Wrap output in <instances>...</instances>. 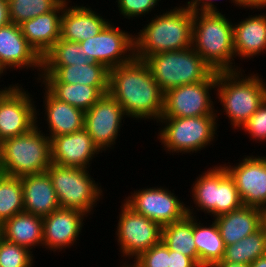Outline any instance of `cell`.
<instances>
[{
  "label": "cell",
  "instance_id": "cell-43",
  "mask_svg": "<svg viewBox=\"0 0 266 267\" xmlns=\"http://www.w3.org/2000/svg\"><path fill=\"white\" fill-rule=\"evenodd\" d=\"M10 23L8 0H0V28Z\"/></svg>",
  "mask_w": 266,
  "mask_h": 267
},
{
  "label": "cell",
  "instance_id": "cell-32",
  "mask_svg": "<svg viewBox=\"0 0 266 267\" xmlns=\"http://www.w3.org/2000/svg\"><path fill=\"white\" fill-rule=\"evenodd\" d=\"M21 212H24L21 177L0 172V224Z\"/></svg>",
  "mask_w": 266,
  "mask_h": 267
},
{
  "label": "cell",
  "instance_id": "cell-2",
  "mask_svg": "<svg viewBox=\"0 0 266 267\" xmlns=\"http://www.w3.org/2000/svg\"><path fill=\"white\" fill-rule=\"evenodd\" d=\"M165 10L154 15L150 22L134 34L135 58L145 60L148 56L192 46L193 9L186 5Z\"/></svg>",
  "mask_w": 266,
  "mask_h": 267
},
{
  "label": "cell",
  "instance_id": "cell-41",
  "mask_svg": "<svg viewBox=\"0 0 266 267\" xmlns=\"http://www.w3.org/2000/svg\"><path fill=\"white\" fill-rule=\"evenodd\" d=\"M214 1H218V0H191V1L189 0L186 3L194 11H199V12H220V9H218L217 6H215L217 3H215ZM231 3L235 4L234 6H238L236 0H231Z\"/></svg>",
  "mask_w": 266,
  "mask_h": 267
},
{
  "label": "cell",
  "instance_id": "cell-9",
  "mask_svg": "<svg viewBox=\"0 0 266 267\" xmlns=\"http://www.w3.org/2000/svg\"><path fill=\"white\" fill-rule=\"evenodd\" d=\"M217 71L207 80L178 86L164 93V109L161 118L197 117L219 115L214 109L211 90L216 92ZM211 92V93H210Z\"/></svg>",
  "mask_w": 266,
  "mask_h": 267
},
{
  "label": "cell",
  "instance_id": "cell-36",
  "mask_svg": "<svg viewBox=\"0 0 266 267\" xmlns=\"http://www.w3.org/2000/svg\"><path fill=\"white\" fill-rule=\"evenodd\" d=\"M32 251L5 240L0 242V267H34Z\"/></svg>",
  "mask_w": 266,
  "mask_h": 267
},
{
  "label": "cell",
  "instance_id": "cell-29",
  "mask_svg": "<svg viewBox=\"0 0 266 267\" xmlns=\"http://www.w3.org/2000/svg\"><path fill=\"white\" fill-rule=\"evenodd\" d=\"M161 240L170 250L181 252L192 258L199 265V257L193 236V217L187 215L184 219L162 227Z\"/></svg>",
  "mask_w": 266,
  "mask_h": 267
},
{
  "label": "cell",
  "instance_id": "cell-8",
  "mask_svg": "<svg viewBox=\"0 0 266 267\" xmlns=\"http://www.w3.org/2000/svg\"><path fill=\"white\" fill-rule=\"evenodd\" d=\"M46 172L60 208L77 209L87 215L93 214L104 193L101 184L99 186L93 176H90L89 169L63 167L52 163Z\"/></svg>",
  "mask_w": 266,
  "mask_h": 267
},
{
  "label": "cell",
  "instance_id": "cell-25",
  "mask_svg": "<svg viewBox=\"0 0 266 267\" xmlns=\"http://www.w3.org/2000/svg\"><path fill=\"white\" fill-rule=\"evenodd\" d=\"M213 220L217 223L225 246L240 241L263 226L262 209L245 205Z\"/></svg>",
  "mask_w": 266,
  "mask_h": 267
},
{
  "label": "cell",
  "instance_id": "cell-49",
  "mask_svg": "<svg viewBox=\"0 0 266 267\" xmlns=\"http://www.w3.org/2000/svg\"><path fill=\"white\" fill-rule=\"evenodd\" d=\"M5 74V71L2 69V67L0 66V78L1 76H3Z\"/></svg>",
  "mask_w": 266,
  "mask_h": 267
},
{
  "label": "cell",
  "instance_id": "cell-24",
  "mask_svg": "<svg viewBox=\"0 0 266 267\" xmlns=\"http://www.w3.org/2000/svg\"><path fill=\"white\" fill-rule=\"evenodd\" d=\"M44 103V120L47 127L46 135L50 138L62 134H71L84 128L85 112L79 108L62 102L54 98L45 88ZM49 130V131H48Z\"/></svg>",
  "mask_w": 266,
  "mask_h": 267
},
{
  "label": "cell",
  "instance_id": "cell-37",
  "mask_svg": "<svg viewBox=\"0 0 266 267\" xmlns=\"http://www.w3.org/2000/svg\"><path fill=\"white\" fill-rule=\"evenodd\" d=\"M132 265L135 267H168L169 249L161 240L150 249L140 253L133 259Z\"/></svg>",
  "mask_w": 266,
  "mask_h": 267
},
{
  "label": "cell",
  "instance_id": "cell-42",
  "mask_svg": "<svg viewBox=\"0 0 266 267\" xmlns=\"http://www.w3.org/2000/svg\"><path fill=\"white\" fill-rule=\"evenodd\" d=\"M237 5L240 9L241 8H250L251 10L257 8L258 11L264 8L266 9V0H236ZM260 9V10H259Z\"/></svg>",
  "mask_w": 266,
  "mask_h": 267
},
{
  "label": "cell",
  "instance_id": "cell-23",
  "mask_svg": "<svg viewBox=\"0 0 266 267\" xmlns=\"http://www.w3.org/2000/svg\"><path fill=\"white\" fill-rule=\"evenodd\" d=\"M38 82H63L109 87V69L97 62L61 67H42Z\"/></svg>",
  "mask_w": 266,
  "mask_h": 267
},
{
  "label": "cell",
  "instance_id": "cell-16",
  "mask_svg": "<svg viewBox=\"0 0 266 267\" xmlns=\"http://www.w3.org/2000/svg\"><path fill=\"white\" fill-rule=\"evenodd\" d=\"M86 217L84 212L69 208H59L43 217V248L60 252L77 244Z\"/></svg>",
  "mask_w": 266,
  "mask_h": 267
},
{
  "label": "cell",
  "instance_id": "cell-47",
  "mask_svg": "<svg viewBox=\"0 0 266 267\" xmlns=\"http://www.w3.org/2000/svg\"><path fill=\"white\" fill-rule=\"evenodd\" d=\"M126 262H127V264H126ZM128 262H129V261H125V263H123V264L121 265V267H135V266L131 265V262H130V264H129Z\"/></svg>",
  "mask_w": 266,
  "mask_h": 267
},
{
  "label": "cell",
  "instance_id": "cell-30",
  "mask_svg": "<svg viewBox=\"0 0 266 267\" xmlns=\"http://www.w3.org/2000/svg\"><path fill=\"white\" fill-rule=\"evenodd\" d=\"M266 255V229L262 226L255 233L240 241L225 246L224 256L220 262H232L250 265Z\"/></svg>",
  "mask_w": 266,
  "mask_h": 267
},
{
  "label": "cell",
  "instance_id": "cell-15",
  "mask_svg": "<svg viewBox=\"0 0 266 267\" xmlns=\"http://www.w3.org/2000/svg\"><path fill=\"white\" fill-rule=\"evenodd\" d=\"M235 165H226L235 180L242 204L263 209L266 206V155L246 156Z\"/></svg>",
  "mask_w": 266,
  "mask_h": 267
},
{
  "label": "cell",
  "instance_id": "cell-40",
  "mask_svg": "<svg viewBox=\"0 0 266 267\" xmlns=\"http://www.w3.org/2000/svg\"><path fill=\"white\" fill-rule=\"evenodd\" d=\"M168 267H200L192 258L181 252L169 249Z\"/></svg>",
  "mask_w": 266,
  "mask_h": 267
},
{
  "label": "cell",
  "instance_id": "cell-17",
  "mask_svg": "<svg viewBox=\"0 0 266 267\" xmlns=\"http://www.w3.org/2000/svg\"><path fill=\"white\" fill-rule=\"evenodd\" d=\"M50 141L51 162L58 166L90 169L91 161L102 153L85 128L58 135Z\"/></svg>",
  "mask_w": 266,
  "mask_h": 267
},
{
  "label": "cell",
  "instance_id": "cell-20",
  "mask_svg": "<svg viewBox=\"0 0 266 267\" xmlns=\"http://www.w3.org/2000/svg\"><path fill=\"white\" fill-rule=\"evenodd\" d=\"M62 0L52 11L22 22L19 26L30 46L42 58L61 37Z\"/></svg>",
  "mask_w": 266,
  "mask_h": 267
},
{
  "label": "cell",
  "instance_id": "cell-11",
  "mask_svg": "<svg viewBox=\"0 0 266 267\" xmlns=\"http://www.w3.org/2000/svg\"><path fill=\"white\" fill-rule=\"evenodd\" d=\"M115 238L121 257L135 259L140 253L158 244L162 237V227L149 218L135 213L121 202Z\"/></svg>",
  "mask_w": 266,
  "mask_h": 267
},
{
  "label": "cell",
  "instance_id": "cell-21",
  "mask_svg": "<svg viewBox=\"0 0 266 267\" xmlns=\"http://www.w3.org/2000/svg\"><path fill=\"white\" fill-rule=\"evenodd\" d=\"M24 212L45 217L60 208L47 172L21 177Z\"/></svg>",
  "mask_w": 266,
  "mask_h": 267
},
{
  "label": "cell",
  "instance_id": "cell-18",
  "mask_svg": "<svg viewBox=\"0 0 266 267\" xmlns=\"http://www.w3.org/2000/svg\"><path fill=\"white\" fill-rule=\"evenodd\" d=\"M0 66L5 72L7 69H38L40 73L38 72L37 80L39 81L42 58L27 42L18 24L10 22L0 28Z\"/></svg>",
  "mask_w": 266,
  "mask_h": 267
},
{
  "label": "cell",
  "instance_id": "cell-27",
  "mask_svg": "<svg viewBox=\"0 0 266 267\" xmlns=\"http://www.w3.org/2000/svg\"><path fill=\"white\" fill-rule=\"evenodd\" d=\"M2 227L5 240L32 252L36 246L43 248V217L21 212L6 220Z\"/></svg>",
  "mask_w": 266,
  "mask_h": 267
},
{
  "label": "cell",
  "instance_id": "cell-7",
  "mask_svg": "<svg viewBox=\"0 0 266 267\" xmlns=\"http://www.w3.org/2000/svg\"><path fill=\"white\" fill-rule=\"evenodd\" d=\"M217 115L160 118V131L157 139L160 140L163 149L172 153H197L217 138ZM217 119V120H216Z\"/></svg>",
  "mask_w": 266,
  "mask_h": 267
},
{
  "label": "cell",
  "instance_id": "cell-38",
  "mask_svg": "<svg viewBox=\"0 0 266 267\" xmlns=\"http://www.w3.org/2000/svg\"><path fill=\"white\" fill-rule=\"evenodd\" d=\"M161 0H116L118 10L122 16L126 19H135L134 17H144L151 11L156 10L157 4Z\"/></svg>",
  "mask_w": 266,
  "mask_h": 267
},
{
  "label": "cell",
  "instance_id": "cell-45",
  "mask_svg": "<svg viewBox=\"0 0 266 267\" xmlns=\"http://www.w3.org/2000/svg\"><path fill=\"white\" fill-rule=\"evenodd\" d=\"M249 267H266V255L255 260Z\"/></svg>",
  "mask_w": 266,
  "mask_h": 267
},
{
  "label": "cell",
  "instance_id": "cell-6",
  "mask_svg": "<svg viewBox=\"0 0 266 267\" xmlns=\"http://www.w3.org/2000/svg\"><path fill=\"white\" fill-rule=\"evenodd\" d=\"M144 61L164 93L174 87L207 80L215 72L192 46L150 55Z\"/></svg>",
  "mask_w": 266,
  "mask_h": 267
},
{
  "label": "cell",
  "instance_id": "cell-33",
  "mask_svg": "<svg viewBox=\"0 0 266 267\" xmlns=\"http://www.w3.org/2000/svg\"><path fill=\"white\" fill-rule=\"evenodd\" d=\"M92 62L78 42L58 39L42 57V67H61Z\"/></svg>",
  "mask_w": 266,
  "mask_h": 267
},
{
  "label": "cell",
  "instance_id": "cell-19",
  "mask_svg": "<svg viewBox=\"0 0 266 267\" xmlns=\"http://www.w3.org/2000/svg\"><path fill=\"white\" fill-rule=\"evenodd\" d=\"M65 0L61 18V39L70 42H81L98 35L110 22L101 14L93 11L91 6L73 5ZM108 20V21H107Z\"/></svg>",
  "mask_w": 266,
  "mask_h": 267
},
{
  "label": "cell",
  "instance_id": "cell-22",
  "mask_svg": "<svg viewBox=\"0 0 266 267\" xmlns=\"http://www.w3.org/2000/svg\"><path fill=\"white\" fill-rule=\"evenodd\" d=\"M262 14V15H261ZM235 58L251 59L266 51V13L249 15L233 24Z\"/></svg>",
  "mask_w": 266,
  "mask_h": 267
},
{
  "label": "cell",
  "instance_id": "cell-5",
  "mask_svg": "<svg viewBox=\"0 0 266 267\" xmlns=\"http://www.w3.org/2000/svg\"><path fill=\"white\" fill-rule=\"evenodd\" d=\"M37 125L27 133L7 138L0 143V172L22 177L45 172L51 162L50 138Z\"/></svg>",
  "mask_w": 266,
  "mask_h": 267
},
{
  "label": "cell",
  "instance_id": "cell-4",
  "mask_svg": "<svg viewBox=\"0 0 266 267\" xmlns=\"http://www.w3.org/2000/svg\"><path fill=\"white\" fill-rule=\"evenodd\" d=\"M244 70L217 72L216 99L238 130L266 99V82L261 75L244 74ZM247 75V76H246Z\"/></svg>",
  "mask_w": 266,
  "mask_h": 267
},
{
  "label": "cell",
  "instance_id": "cell-31",
  "mask_svg": "<svg viewBox=\"0 0 266 267\" xmlns=\"http://www.w3.org/2000/svg\"><path fill=\"white\" fill-rule=\"evenodd\" d=\"M208 168L207 171L199 175L191 187L193 203L196 208L207 213L209 216L216 217L217 202V165ZM200 208V209H199ZM211 213V214H210Z\"/></svg>",
  "mask_w": 266,
  "mask_h": 267
},
{
  "label": "cell",
  "instance_id": "cell-44",
  "mask_svg": "<svg viewBox=\"0 0 266 267\" xmlns=\"http://www.w3.org/2000/svg\"><path fill=\"white\" fill-rule=\"evenodd\" d=\"M213 267H249V265L232 262H218Z\"/></svg>",
  "mask_w": 266,
  "mask_h": 267
},
{
  "label": "cell",
  "instance_id": "cell-46",
  "mask_svg": "<svg viewBox=\"0 0 266 267\" xmlns=\"http://www.w3.org/2000/svg\"><path fill=\"white\" fill-rule=\"evenodd\" d=\"M262 221H263V226L266 229V206L262 209Z\"/></svg>",
  "mask_w": 266,
  "mask_h": 267
},
{
  "label": "cell",
  "instance_id": "cell-10",
  "mask_svg": "<svg viewBox=\"0 0 266 267\" xmlns=\"http://www.w3.org/2000/svg\"><path fill=\"white\" fill-rule=\"evenodd\" d=\"M8 86L0 93V143L30 131L37 125L40 115L34 104L36 101L21 84Z\"/></svg>",
  "mask_w": 266,
  "mask_h": 267
},
{
  "label": "cell",
  "instance_id": "cell-12",
  "mask_svg": "<svg viewBox=\"0 0 266 267\" xmlns=\"http://www.w3.org/2000/svg\"><path fill=\"white\" fill-rule=\"evenodd\" d=\"M175 193L164 187L134 190L123 202L135 213L157 222L161 227L184 219L187 205Z\"/></svg>",
  "mask_w": 266,
  "mask_h": 267
},
{
  "label": "cell",
  "instance_id": "cell-13",
  "mask_svg": "<svg viewBox=\"0 0 266 267\" xmlns=\"http://www.w3.org/2000/svg\"><path fill=\"white\" fill-rule=\"evenodd\" d=\"M79 44L92 62L100 63L109 70L128 63L135 57L134 35L114 26L111 21L98 35Z\"/></svg>",
  "mask_w": 266,
  "mask_h": 267
},
{
  "label": "cell",
  "instance_id": "cell-48",
  "mask_svg": "<svg viewBox=\"0 0 266 267\" xmlns=\"http://www.w3.org/2000/svg\"><path fill=\"white\" fill-rule=\"evenodd\" d=\"M3 239V227L2 224H0V242Z\"/></svg>",
  "mask_w": 266,
  "mask_h": 267
},
{
  "label": "cell",
  "instance_id": "cell-39",
  "mask_svg": "<svg viewBox=\"0 0 266 267\" xmlns=\"http://www.w3.org/2000/svg\"><path fill=\"white\" fill-rule=\"evenodd\" d=\"M252 138L253 142H266V99L252 114L251 118L239 128ZM255 139V140H254Z\"/></svg>",
  "mask_w": 266,
  "mask_h": 267
},
{
  "label": "cell",
  "instance_id": "cell-34",
  "mask_svg": "<svg viewBox=\"0 0 266 267\" xmlns=\"http://www.w3.org/2000/svg\"><path fill=\"white\" fill-rule=\"evenodd\" d=\"M235 180L230 176L224 165L217 164V202L216 217L229 213L242 206Z\"/></svg>",
  "mask_w": 266,
  "mask_h": 267
},
{
  "label": "cell",
  "instance_id": "cell-3",
  "mask_svg": "<svg viewBox=\"0 0 266 267\" xmlns=\"http://www.w3.org/2000/svg\"><path fill=\"white\" fill-rule=\"evenodd\" d=\"M226 17L193 10L192 47L217 72L242 70L234 65L233 23Z\"/></svg>",
  "mask_w": 266,
  "mask_h": 267
},
{
  "label": "cell",
  "instance_id": "cell-1",
  "mask_svg": "<svg viewBox=\"0 0 266 267\" xmlns=\"http://www.w3.org/2000/svg\"><path fill=\"white\" fill-rule=\"evenodd\" d=\"M128 118L153 120L162 117L164 92L153 78L144 60L130 62L109 70V92Z\"/></svg>",
  "mask_w": 266,
  "mask_h": 267
},
{
  "label": "cell",
  "instance_id": "cell-26",
  "mask_svg": "<svg viewBox=\"0 0 266 267\" xmlns=\"http://www.w3.org/2000/svg\"><path fill=\"white\" fill-rule=\"evenodd\" d=\"M191 208L187 205V213L193 217V236L199 257V266L213 267L222 261L225 251L224 241L215 220L211 225L208 223V226L206 224L204 226V223L196 218L195 214L197 213H194L193 206Z\"/></svg>",
  "mask_w": 266,
  "mask_h": 267
},
{
  "label": "cell",
  "instance_id": "cell-28",
  "mask_svg": "<svg viewBox=\"0 0 266 267\" xmlns=\"http://www.w3.org/2000/svg\"><path fill=\"white\" fill-rule=\"evenodd\" d=\"M41 86L57 100L66 102L84 112L88 111L103 95L108 94L109 87H94L84 84L63 82H41ZM44 84V85H43Z\"/></svg>",
  "mask_w": 266,
  "mask_h": 267
},
{
  "label": "cell",
  "instance_id": "cell-14",
  "mask_svg": "<svg viewBox=\"0 0 266 267\" xmlns=\"http://www.w3.org/2000/svg\"><path fill=\"white\" fill-rule=\"evenodd\" d=\"M127 118L122 106L108 93L85 112L84 128L103 152L114 149L120 130Z\"/></svg>",
  "mask_w": 266,
  "mask_h": 267
},
{
  "label": "cell",
  "instance_id": "cell-35",
  "mask_svg": "<svg viewBox=\"0 0 266 267\" xmlns=\"http://www.w3.org/2000/svg\"><path fill=\"white\" fill-rule=\"evenodd\" d=\"M62 0H8L10 22L20 25L52 11Z\"/></svg>",
  "mask_w": 266,
  "mask_h": 267
}]
</instances>
